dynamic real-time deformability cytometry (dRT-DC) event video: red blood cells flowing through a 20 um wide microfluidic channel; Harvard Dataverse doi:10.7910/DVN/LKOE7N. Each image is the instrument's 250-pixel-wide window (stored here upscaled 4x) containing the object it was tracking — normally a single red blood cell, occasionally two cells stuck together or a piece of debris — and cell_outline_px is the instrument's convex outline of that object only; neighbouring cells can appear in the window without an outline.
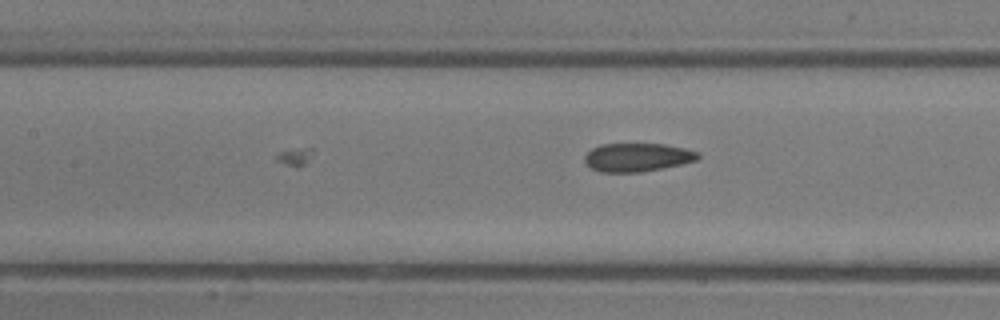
{"species": "common noctule bat (a hibernating species)", "species_latin": "Nyctalus noctula", "temperature_condition": "room temperature", "stored_images_in_passage": 9, "camera_frame_rate_fps": 3000, "um_per_image_px": 0.085, "animal": {"sex": "male", "body_mass_g": 13.3}, "frame": {"image": 1, "passage_image": 9, "time_ms": 2.667, "image_size_px": [1000, 320], "cell_outline_px": [[700, 156], [696, 160], [680, 164], [640, 172], [600, 172], [592, 168], [584, 160], [584, 156], [592, 148], [600, 144], [664, 144], [684, 148], [700, 152]], "centroid_in_image_um": [54.16, 13.36], "position_along_channel_um": 153.2, "area_um2": 18.61}}